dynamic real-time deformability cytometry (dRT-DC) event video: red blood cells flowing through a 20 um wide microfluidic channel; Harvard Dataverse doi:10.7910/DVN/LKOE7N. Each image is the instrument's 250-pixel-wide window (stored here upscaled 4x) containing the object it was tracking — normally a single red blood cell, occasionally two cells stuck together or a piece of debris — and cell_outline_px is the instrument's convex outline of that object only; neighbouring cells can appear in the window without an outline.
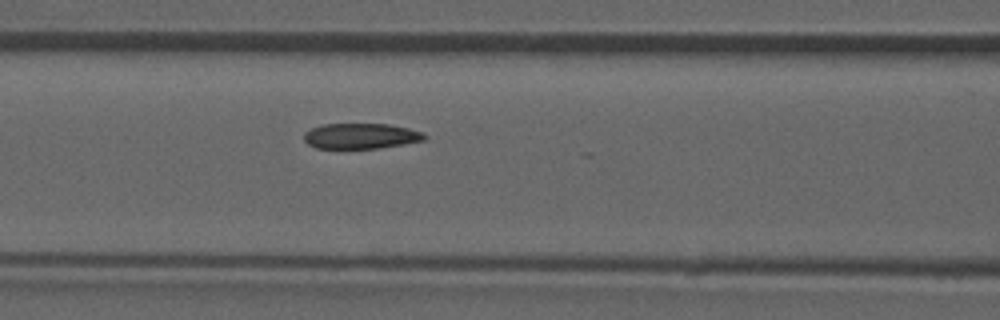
{"species": "common noctule bat (a hibernating species)", "species_latin": "Nyctalus noctula", "temperature_condition": "room temperature", "stored_images_in_passage": 39, "camera_frame_rate_fps": 3000, "um_per_image_px": 0.085, "animal": {"sex": "male", "forearm_length_mm": 52.5}, "frame": {"image": 1, "passage_image": 17, "time_ms": 5.333, "image_size_px": [1000, 320], "cell_outline_px": [[428, 136], [424, 140], [404, 144], [380, 148], [316, 148], [308, 144], [304, 140], [304, 132], [312, 128], [324, 124], [388, 124], [408, 128], [424, 132]], "centroid_in_image_um": [30.7, 11.56], "position_along_channel_um": 135.9, "area_um2": 17.92}, "authors_computed_cell_mechanics": {"area_um2": 19.2474, "velocity_mm_per_s": 3.946, "shape_relaxation_time_tau1_ms": 6.2492, "shape_relaxation_time_tau2_ms": 2.6305, "deformation_change_tau1": 0.1529, "deformation_change_tau2": 0.0833}}